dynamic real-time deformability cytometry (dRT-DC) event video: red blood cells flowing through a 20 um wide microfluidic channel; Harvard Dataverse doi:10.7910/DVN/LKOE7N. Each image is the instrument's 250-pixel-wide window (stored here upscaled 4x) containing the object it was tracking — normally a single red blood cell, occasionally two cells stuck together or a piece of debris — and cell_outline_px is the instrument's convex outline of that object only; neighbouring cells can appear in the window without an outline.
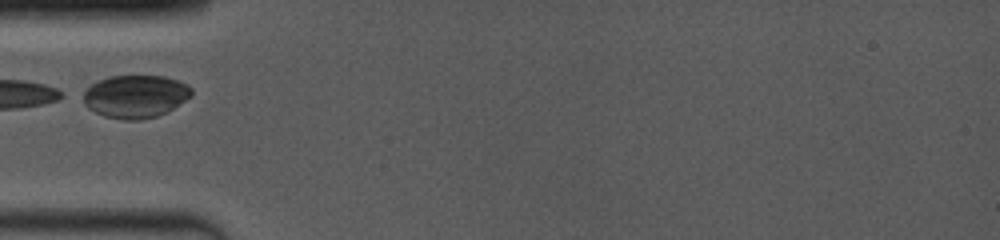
{"species": "common noctule bat (a hibernating species)", "species_latin": "Nyctalus noctula", "temperature_condition": "room temperature", "stored_images_in_passage": 19, "camera_frame_rate_fps": 4000, "um_per_image_px": 0.085, "animal": {"sex": "female", "body_mass_g": 19.0, "forearm_length_mm": 53.3}, "frame": {"image": 1, "passage_image": 1, "time_ms": 0.0, "image_size_px": [1000, 240], "cell_outline_px": [[192, 96], [172, 108], [156, 116], [140, 120], [124, 120], [104, 116], [88, 108], [76, 96], [80, 92], [92, 84], [108, 76], [164, 76], [176, 80], [192, 88]], "centroid_in_image_um": [11.41, 8.19], "position_along_channel_um": 73.6, "area_um2": 27.22}}